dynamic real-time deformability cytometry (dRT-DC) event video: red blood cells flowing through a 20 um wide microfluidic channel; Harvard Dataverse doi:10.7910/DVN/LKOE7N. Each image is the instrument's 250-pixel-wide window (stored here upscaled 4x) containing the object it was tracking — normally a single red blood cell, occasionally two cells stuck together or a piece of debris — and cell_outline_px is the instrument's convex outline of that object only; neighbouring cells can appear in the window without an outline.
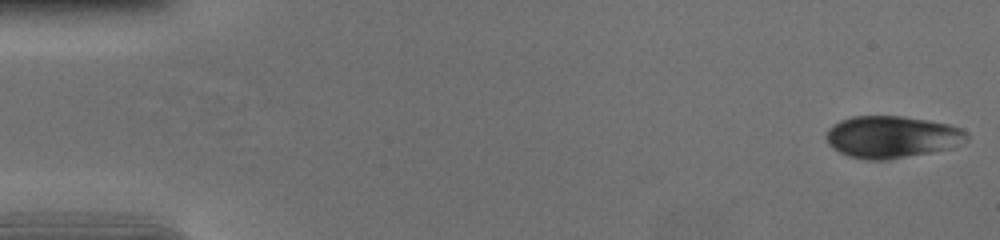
{"species": "human", "species_latin": "Homo sapiens", "temperature_condition": "cold", "stored_images_in_passage": 16, "camera_frame_rate_fps": 3000, "um_per_image_px": 0.085, "donor": {"sex": "female"}, "frame": {"image": 1, "passage_image": 1, "time_ms": 0.0, "image_size_px": [1000, 240], "cell_outline_px": [[968, 140], [952, 148], [932, 152], [888, 160], [864, 160], [848, 156], [832, 148], [828, 144], [824, 136], [828, 128], [832, 124], [840, 120], [852, 116], [900, 116], [928, 120], [948, 124], [960, 128], [968, 132]], "centroid_in_image_um": [75.78, 11.64], "position_along_channel_um": 9.2, "area_um2": 34.85}}